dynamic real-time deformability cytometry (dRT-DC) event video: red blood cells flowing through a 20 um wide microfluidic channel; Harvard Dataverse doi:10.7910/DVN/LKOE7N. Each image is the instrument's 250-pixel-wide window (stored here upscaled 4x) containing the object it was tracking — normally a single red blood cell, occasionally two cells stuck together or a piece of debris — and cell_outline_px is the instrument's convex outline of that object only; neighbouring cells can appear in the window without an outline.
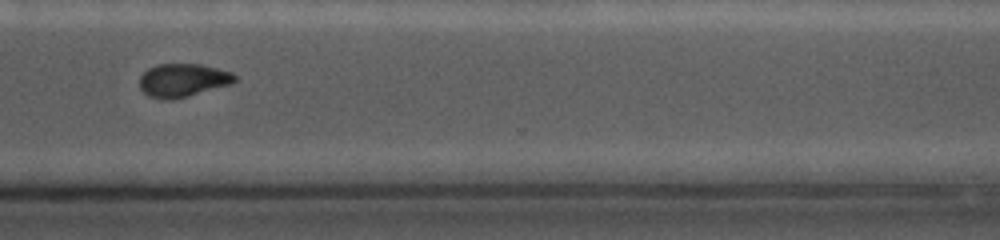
{"species": "common noctule bat (a hibernating species)", "species_latin": "Nyctalus noctula", "temperature_condition": "cold", "stored_images_in_passage": 27, "camera_frame_rate_fps": 5000, "um_per_image_px": 0.085, "animal": {"sex": "female", "body_mass_g": 19.0, "forearm_length_mm": 56.7}, "frame": {"image": 1, "passage_image": 23, "time_ms": 7.8, "image_size_px": [1000, 240], "cell_outline_px": [[236, 80], [232, 84], [188, 96], [168, 100], [148, 96], [140, 88], [140, 76], [148, 68], [156, 64], [200, 64], [232, 72], [236, 76]], "centroid_in_image_um": [15.54, 6.81], "position_along_channel_um": 355.1, "area_um2": 18.44}}
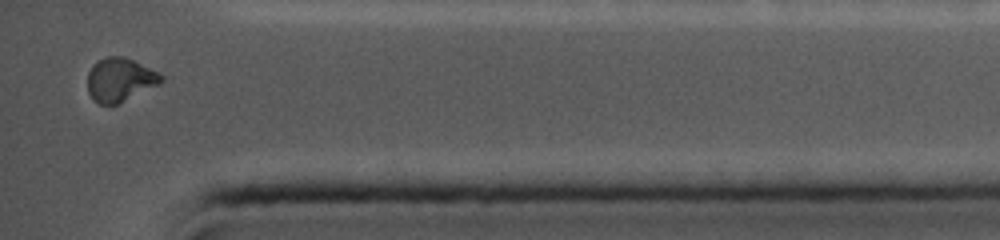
{"frame": {"image": 2, "passage_image": 27, "time_ms": 9.6, "image_size_px": [1000, 240], "cell_outline_px": [[164, 80], [160, 84], [116, 104], [100, 104], [88, 92], [88, 72], [100, 60], [108, 56], [124, 56], [164, 76]], "centroid_in_image_um": [10.21, 6.78], "position_along_channel_um": 425.0, "area_um2": 18.15}, "authors_computed_cell_mechanics": {"area_um2": 20.5768, "velocity_mm_per_s": 3.9164, "shape_relaxation_time_tau1_ms": null, "shape_relaxation_time_tau2_ms": 1.9205, "deformation_change_tau1": null, "deformation_change_tau2": 0.0466}}